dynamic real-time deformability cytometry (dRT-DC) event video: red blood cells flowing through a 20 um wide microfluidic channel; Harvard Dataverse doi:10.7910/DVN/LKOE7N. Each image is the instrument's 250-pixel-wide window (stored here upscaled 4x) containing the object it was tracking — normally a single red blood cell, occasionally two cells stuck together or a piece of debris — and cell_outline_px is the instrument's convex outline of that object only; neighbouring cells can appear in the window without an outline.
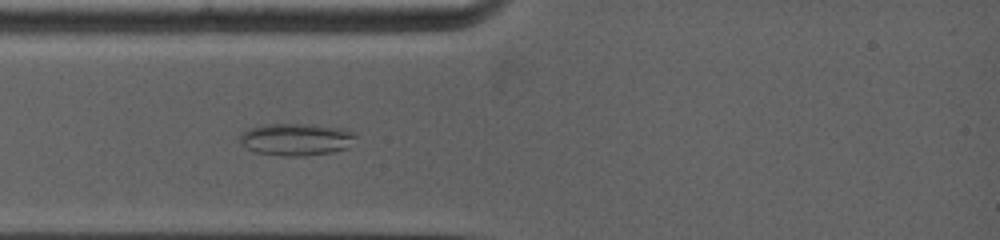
{"species": "common noctule bat (a hibernating species)", "species_latin": "Nyctalus noctula", "temperature_condition": "warm", "stored_images_in_passage": 10, "camera_frame_rate_fps": 5000, "um_per_image_px": 0.085, "animal": {"sex": "female", "body_mass_g": 19.0, "forearm_length_mm": 53.3}, "frame": {"image": 1, "passage_image": 4, "time_ms": 2.6, "image_size_px": [1000, 240], "cell_outline_px": [[356, 136], [348, 148], [332, 152], [304, 156], [280, 156], [256, 152], [248, 148], [240, 140], [240, 132], [248, 128], [264, 124], [312, 124], [344, 128], [352, 132]], "centroid_in_image_um": [25.18, 11.84], "position_along_channel_um": 59.8, "area_um2": 21.85}}
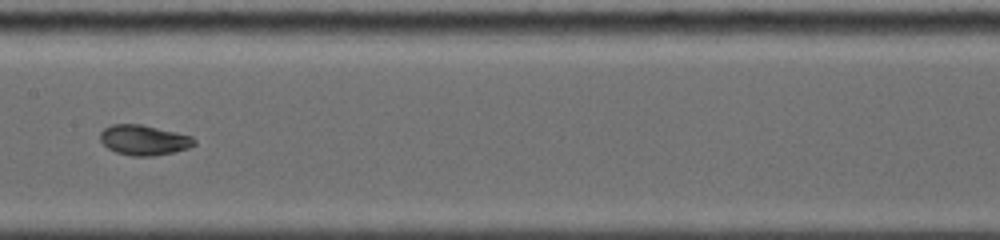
{"frame": {"image": 2, "passage_image": 7, "time_ms": 6.0, "image_size_px": [1000, 240], "cell_outline_px": [[196, 144], [188, 148], [172, 152], [152, 156], [132, 156], [116, 152], [108, 148], [100, 140], [100, 132], [104, 128], [112, 124], [140, 124], [176, 132], [192, 136], [196, 140]], "centroid_in_image_um": [12.23, 11.9], "position_along_channel_um": 195.2, "area_um2": 16.47}}
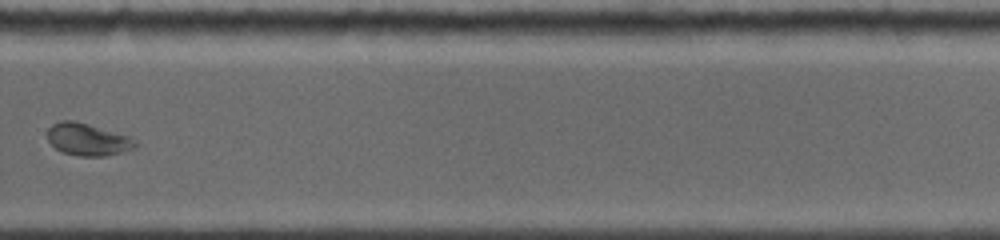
{"frame": {"image": 3, "passage_image": 10, "time_ms": 9.2, "image_size_px": [1000, 240], "cell_outline_px": [[140, 144], [136, 148], [104, 156], [80, 156], [64, 152], [56, 148], [48, 140], [48, 128], [52, 124], [60, 120], [72, 120], [88, 124], [132, 136]], "centroid_in_image_um": [7.51, 11.84], "position_along_channel_um": 322.3, "area_um2": 16.59}}